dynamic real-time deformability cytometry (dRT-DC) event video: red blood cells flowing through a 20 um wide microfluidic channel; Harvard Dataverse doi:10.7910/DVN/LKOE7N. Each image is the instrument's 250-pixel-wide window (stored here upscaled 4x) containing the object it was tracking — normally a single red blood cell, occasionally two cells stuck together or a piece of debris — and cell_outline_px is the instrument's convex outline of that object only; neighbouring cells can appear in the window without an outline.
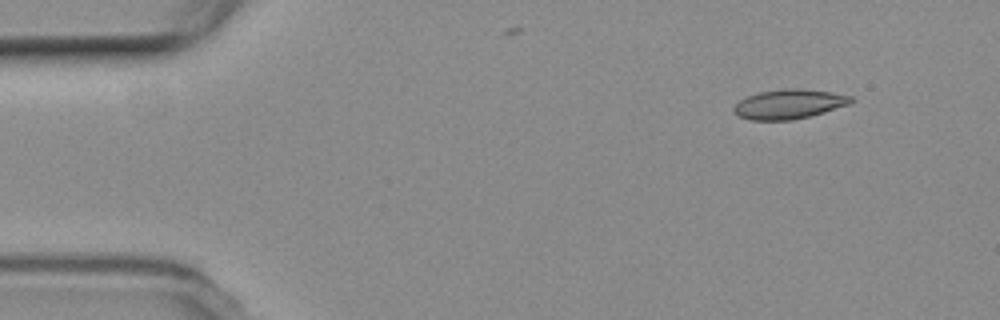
{"species": "common noctule bat (a hibernating species)", "species_latin": "Nyctalus noctula", "temperature_condition": "room temperature", "stored_images_in_passage": 5, "camera_frame_rate_fps": 3000, "um_per_image_px": 0.085, "animal": {"sex": "female", "body_mass_g": 19.3, "forearm_length_mm": 54.1}, "frame": {"image": 1, "passage_image": 2, "time_ms": 1.0, "image_size_px": [1000, 320], "cell_outline_px": [[856, 100], [852, 104], [824, 112], [792, 120], [748, 120], [732, 112], [732, 108], [740, 100], [748, 96], [760, 92], [780, 88], [800, 88], [832, 92], [852, 96]], "centroid_in_image_um": [67.1, 8.84], "position_along_channel_um": 17.9, "area_um2": 20.4}}
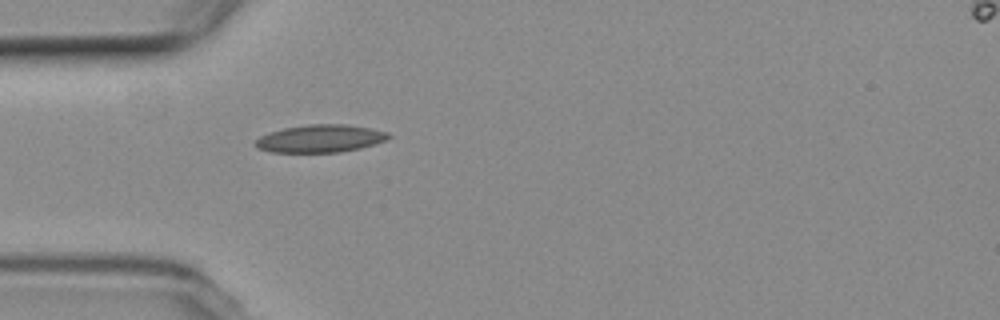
{"frame": {"image": 2, "passage_image": 5, "time_ms": 4.667, "image_size_px": [1000, 320], "cell_outline_px": [[392, 136], [384, 140], [360, 148], [340, 152], [272, 152], [256, 148], [256, 140], [260, 136], [284, 128], [308, 124], [348, 124], [388, 132]], "centroid_in_image_um": [27.22, 11.77], "position_along_channel_um": 57.8, "area_um2": 21.21}}